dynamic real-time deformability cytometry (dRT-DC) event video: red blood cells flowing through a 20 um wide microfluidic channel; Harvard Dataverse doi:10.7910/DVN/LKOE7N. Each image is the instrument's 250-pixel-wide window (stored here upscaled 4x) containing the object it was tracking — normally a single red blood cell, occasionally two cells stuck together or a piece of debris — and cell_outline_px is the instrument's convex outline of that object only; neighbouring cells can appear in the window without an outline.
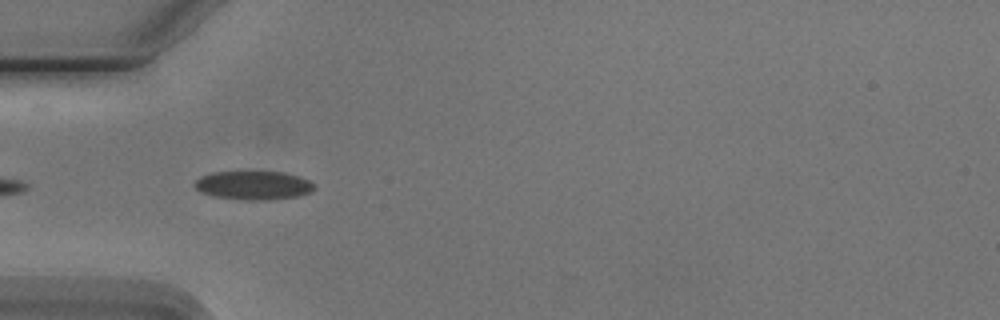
{"species": "Egyptian fruit bat (a non-hibernating species)", "species_latin": "Rousettus aegyptiacus", "temperature_condition": "cold", "stored_images_in_passage": 9, "camera_frame_rate_fps": 3000, "um_per_image_px": 0.085, "animal": {"sex": "male"}, "frame": {"image": 1, "passage_image": 3, "time_ms": 2.333, "image_size_px": [1000, 320], "cell_outline_px": [[316, 188], [312, 192], [300, 196], [268, 200], [244, 200], [212, 196], [200, 192], [192, 184], [200, 176], [212, 172], [284, 172], [308, 180]], "centroid_in_image_um": [21.52, 15.76], "position_along_channel_um": 63.5, "area_um2": 20.11}}
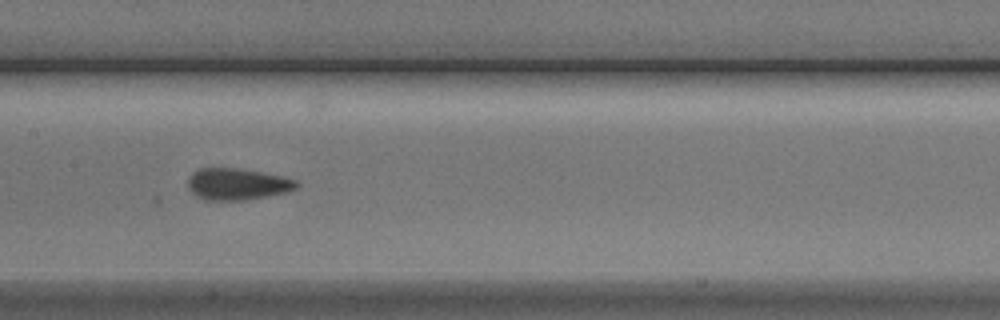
{"frame": {"image": 2, "passage_image": 6, "time_ms": 5.667, "image_size_px": [1000, 320], "cell_outline_px": [[300, 184], [296, 188], [288, 192], [248, 200], [204, 200], [196, 196], [188, 188], [188, 176], [192, 172], [200, 168], [240, 168], [264, 172], [284, 176], [296, 180]], "centroid_in_image_um": [20.18, 15.64], "position_along_channel_um": 187.2, "area_um2": 20.4}}
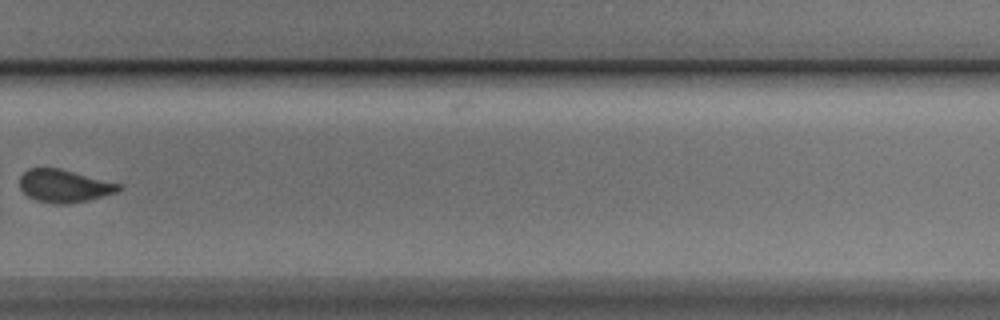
{"frame": {"image": 3, "passage_image": 9, "time_ms": 9.333, "image_size_px": [1000, 320], "cell_outline_px": [[120, 188], [116, 192], [88, 200], [68, 204], [56, 204], [36, 200], [28, 196], [20, 188], [20, 176], [28, 168], [60, 168], [120, 184]], "centroid_in_image_um": [5.41, 15.8], "position_along_channel_um": 324.4, "area_um2": 18.67}}